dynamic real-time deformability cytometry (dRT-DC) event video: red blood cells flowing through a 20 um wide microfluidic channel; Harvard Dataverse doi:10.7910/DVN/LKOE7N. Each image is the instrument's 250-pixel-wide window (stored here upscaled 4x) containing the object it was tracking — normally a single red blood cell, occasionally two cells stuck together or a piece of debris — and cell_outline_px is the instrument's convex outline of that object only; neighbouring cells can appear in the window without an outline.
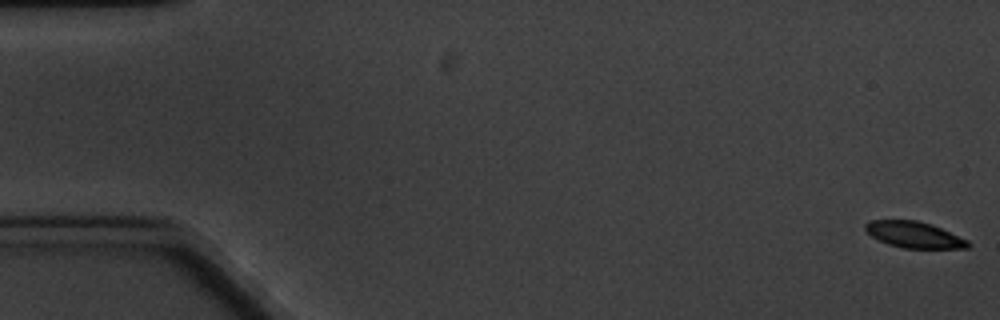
{"species": "common noctule bat (a hibernating species)", "species_latin": "Nyctalus noctula", "temperature_condition": "cold", "stored_images_in_passage": 6, "camera_frame_rate_fps": 3000, "um_per_image_px": 0.085, "animal": {"sex": "male", "body_mass_g": 20.1, "forearm_length_mm": 53.5}, "frame": {"image": 1, "passage_image": 1, "time_ms": 0.0, "image_size_px": [1000, 320], "cell_outline_px": [[972, 244], [968, 248], [904, 248], [888, 244], [872, 236], [864, 228], [864, 224], [872, 220], [916, 220], [932, 224], [968, 240]], "centroid_in_image_um": [77.73, 19.95], "position_along_channel_um": 7.3, "area_um2": 15.61}}
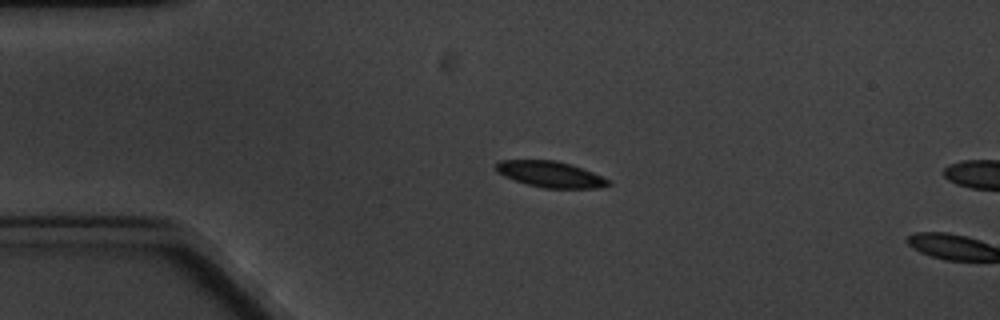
{"frame": {"image": 2, "passage_image": 5, "time_ms": 4.333, "image_size_px": [1000, 320], "cell_outline_px": [[612, 184], [600, 188], [544, 188], [528, 184], [504, 176], [496, 172], [496, 164], [500, 160], [556, 160], [572, 164], [592, 172], [608, 180]], "centroid_in_image_um": [46.78, 14.81], "position_along_channel_um": 38.2, "area_um2": 16.94}}